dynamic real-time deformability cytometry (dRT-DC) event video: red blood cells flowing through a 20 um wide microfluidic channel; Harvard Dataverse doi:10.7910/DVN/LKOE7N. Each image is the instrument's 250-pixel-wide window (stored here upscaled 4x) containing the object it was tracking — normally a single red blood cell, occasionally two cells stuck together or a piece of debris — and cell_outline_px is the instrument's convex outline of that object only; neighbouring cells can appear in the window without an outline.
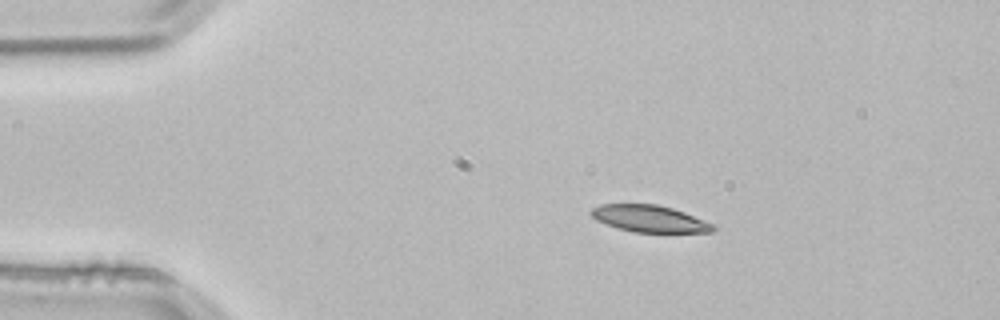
{"species": "common noctule bat (a hibernating species)", "species_latin": "Nyctalus noctula", "temperature_condition": "room temperature", "stored_images_in_passage": 2, "camera_frame_rate_fps": 3000, "um_per_image_px": 0.085, "animal": {"sex": "male", "body_mass_g": 21.5, "forearm_length_mm": 52.0}, "frame": {"image": 1, "passage_image": 1, "time_ms": 0.0, "image_size_px": [1000, 320], "cell_outline_px": [[716, 228], [712, 232], [632, 232], [596, 220], [588, 212], [592, 208], [600, 204], [656, 204], [672, 208], [684, 212], [716, 224]], "centroid_in_image_um": [55.23, 18.58], "position_along_channel_um": 29.8, "area_um2": 19.07}}